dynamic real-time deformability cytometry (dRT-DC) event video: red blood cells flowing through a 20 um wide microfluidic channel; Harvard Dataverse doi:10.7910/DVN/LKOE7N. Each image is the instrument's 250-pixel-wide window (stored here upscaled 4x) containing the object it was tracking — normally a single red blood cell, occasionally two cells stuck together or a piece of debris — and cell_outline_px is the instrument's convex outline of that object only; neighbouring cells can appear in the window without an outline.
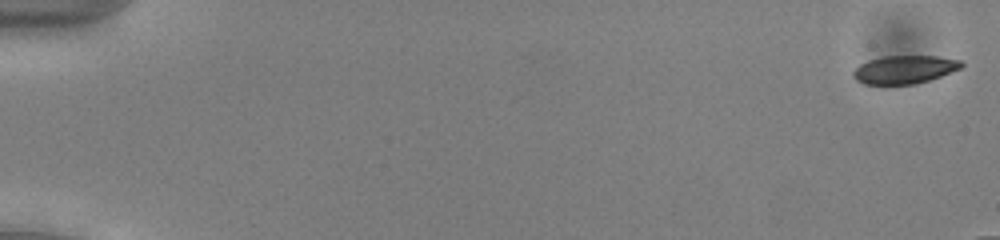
{"species": "common noctule bat (a hibernating species)", "species_latin": "Nyctalus noctula", "temperature_condition": "cold", "stored_images_in_passage": 16, "camera_frame_rate_fps": 3000, "um_per_image_px": 0.085, "animal": {"sex": "male", "body_mass_g": 13.0, "forearm_length_mm": 53.1}, "frame": {"image": 1, "passage_image": 1, "time_ms": 0.0, "image_size_px": [1000, 240], "cell_outline_px": [[964, 64], [960, 68], [940, 76], [916, 84], [864, 84], [856, 80], [852, 76], [852, 72], [860, 64], [868, 60], [884, 56], [936, 56], [960, 60]], "centroid_in_image_um": [76.85, 5.91], "position_along_channel_um": 8.2, "area_um2": 17.63}}